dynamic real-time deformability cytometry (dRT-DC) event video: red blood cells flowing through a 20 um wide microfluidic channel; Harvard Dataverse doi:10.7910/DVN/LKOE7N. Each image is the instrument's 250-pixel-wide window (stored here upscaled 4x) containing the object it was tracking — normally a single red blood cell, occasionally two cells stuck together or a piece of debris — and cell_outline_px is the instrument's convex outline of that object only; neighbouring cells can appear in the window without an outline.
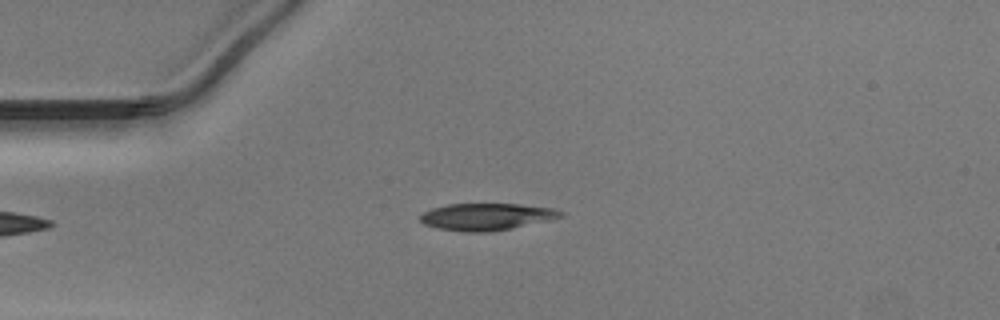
{"species": "Egyptian fruit bat (a non-hibernating species)", "species_latin": "Rousettus aegyptiacus", "temperature_condition": "warm", "stored_images_in_passage": 33, "camera_frame_rate_fps": 3000, "um_per_image_px": 0.085, "animal": {"sex": "male"}, "frame": {"image": 1, "passage_image": 1, "time_ms": 0.0, "image_size_px": [1000, 320], "cell_outline_px": [[564, 216], [548, 220], [512, 228], [488, 232], [464, 232], [436, 228], [424, 224], [420, 220], [420, 216], [424, 212], [432, 208], [448, 204], [520, 204], [556, 208], [564, 212]], "centroid_in_image_um": [41.37, 18.42], "position_along_channel_um": 43.6, "area_um2": 22.14}}
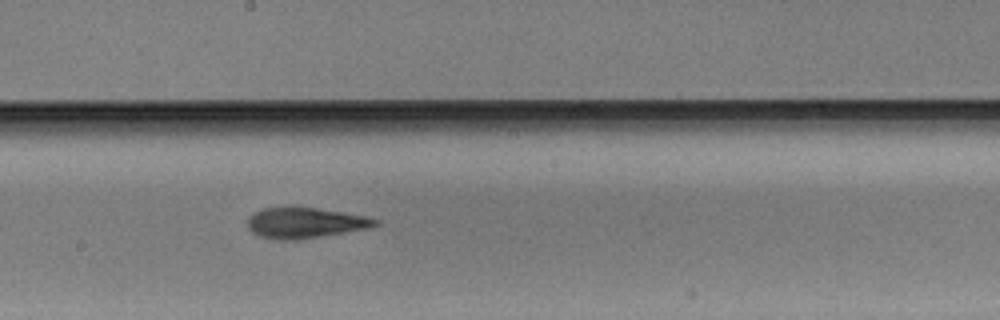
{"frame": {"image": 2, "passage_image": 16, "time_ms": 5.0, "image_size_px": [1000, 320], "cell_outline_px": [[380, 224], [372, 228], [296, 240], [276, 240], [260, 236], [252, 232], [248, 228], [248, 216], [264, 208], [288, 204], [292, 204], [368, 216], [380, 220]], "centroid_in_image_um": [25.95, 18.91], "position_along_channel_um": 222.3, "area_um2": 23.58}}
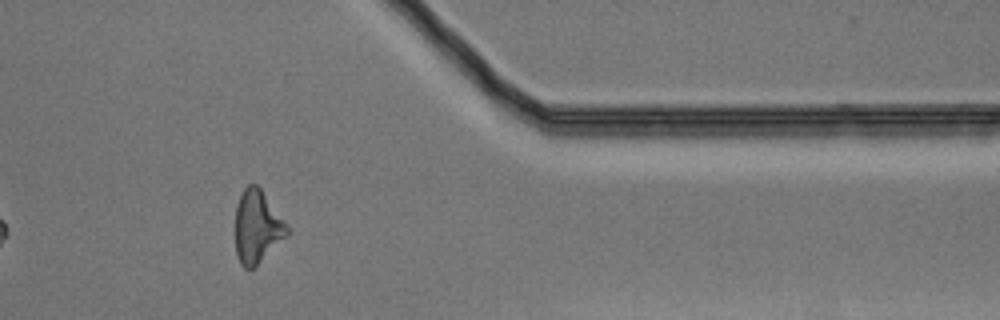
{"frame": {"image": 3, "passage_image": 30, "time_ms": 9.667, "image_size_px": [1000, 320], "cell_outline_px": [[288, 232], [252, 268], [244, 268], [240, 264], [236, 252], [236, 204], [244, 188], [248, 184], [256, 184], [260, 188], [288, 228]], "centroid_in_image_um": [21.79, 19.24], "position_along_channel_um": 389.6, "area_um2": 20.87}}